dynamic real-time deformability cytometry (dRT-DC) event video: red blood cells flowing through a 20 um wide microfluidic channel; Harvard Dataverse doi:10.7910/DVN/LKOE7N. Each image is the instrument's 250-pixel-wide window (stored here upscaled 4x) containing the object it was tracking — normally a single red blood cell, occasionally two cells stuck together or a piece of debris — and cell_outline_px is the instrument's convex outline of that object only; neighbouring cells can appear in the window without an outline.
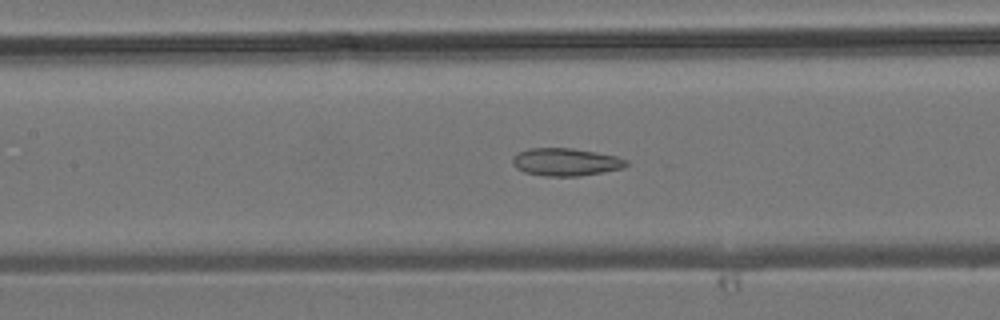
{"species": "common noctule bat (a hibernating species)", "species_latin": "Nyctalus noctula", "temperature_condition": "room temperature", "stored_images_in_passage": 38, "camera_frame_rate_fps": 3000, "um_per_image_px": 0.085, "animal": {"sex": "male", "body_mass_g": 19.2, "forearm_length_mm": 51.8}, "frame": {"image": 1, "passage_image": 15, "time_ms": 4.667, "image_size_px": [1000, 320], "cell_outline_px": [[628, 164], [624, 168], [604, 172], [580, 176], [544, 176], [524, 172], [516, 168], [512, 164], [512, 156], [528, 148], [572, 148], [616, 156], [628, 160]], "centroid_in_image_um": [48.08, 13.77], "position_along_channel_um": 159.3, "area_um2": 18.44}}
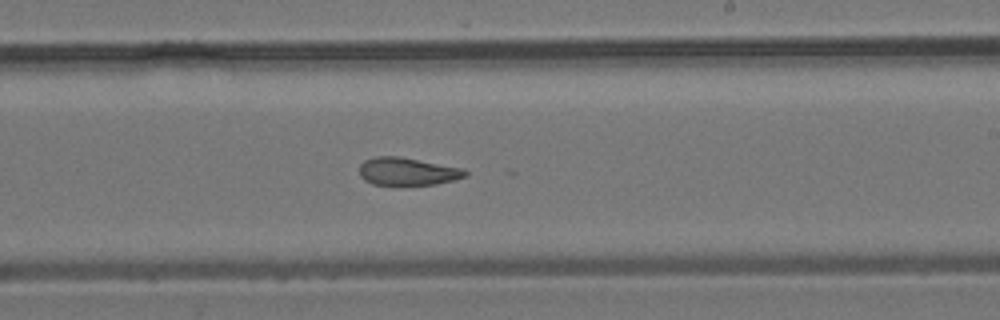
{"frame": {"image": 2, "passage_image": 21, "time_ms": 6.667, "image_size_px": [1000, 320], "cell_outline_px": [[468, 176], [436, 184], [372, 184], [364, 180], [360, 176], [360, 164], [364, 160], [376, 156], [396, 156], [464, 168], [468, 172]], "centroid_in_image_um": [34.64, 14.56], "position_along_channel_um": 254.4, "area_um2": 16.94}}
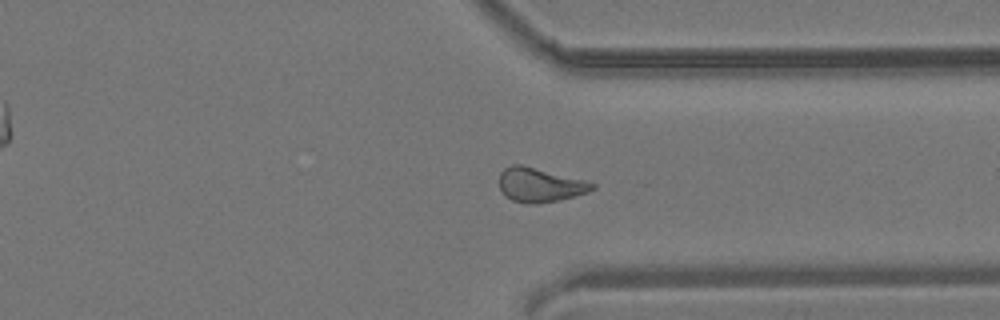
{"frame": {"image": 3, "passage_image": 28, "time_ms": 9.0, "image_size_px": [1000, 320], "cell_outline_px": [[596, 188], [588, 192], [556, 200], [532, 204], [528, 204], [512, 200], [504, 196], [500, 188], [500, 172], [504, 168], [512, 164], [520, 164], [584, 180], [596, 184]], "centroid_in_image_um": [45.86, 15.71], "position_along_channel_um": 365.5, "area_um2": 18.26}}